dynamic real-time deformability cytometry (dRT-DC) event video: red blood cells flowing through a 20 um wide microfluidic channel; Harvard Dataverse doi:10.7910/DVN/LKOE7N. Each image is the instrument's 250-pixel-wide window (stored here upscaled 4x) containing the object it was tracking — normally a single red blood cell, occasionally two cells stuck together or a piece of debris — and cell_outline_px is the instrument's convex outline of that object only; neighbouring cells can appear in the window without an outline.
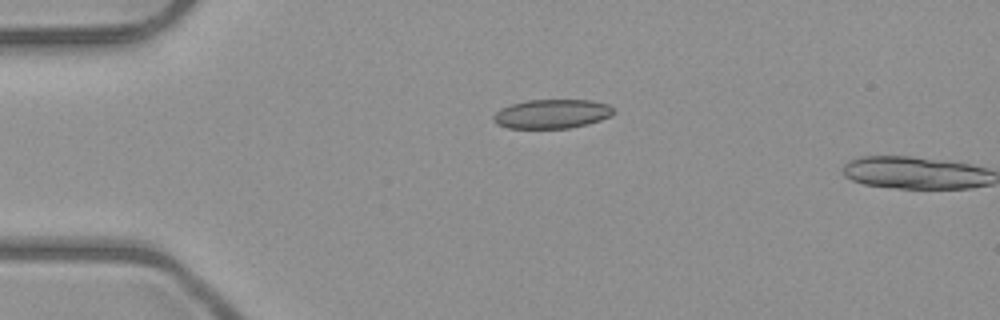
{"species": "common noctule bat (a hibernating species)", "species_latin": "Nyctalus noctula", "temperature_condition": "room temperature", "stored_images_in_passage": 3, "camera_frame_rate_fps": 3000, "um_per_image_px": 0.085, "animal": {"sex": "male", "body_mass_g": 23.1, "forearm_length_mm": 52.7}, "frame": {"image": 1, "passage_image": 2, "time_ms": 1.333, "image_size_px": [1000, 320], "cell_outline_px": [[616, 112], [612, 116], [588, 124], [568, 128], [508, 128], [496, 124], [492, 120], [492, 116], [500, 108], [512, 104], [528, 100], [592, 100], [608, 104], [616, 108]], "centroid_in_image_um": [46.94, 9.68], "position_along_channel_um": 38.1, "area_um2": 20.63}}